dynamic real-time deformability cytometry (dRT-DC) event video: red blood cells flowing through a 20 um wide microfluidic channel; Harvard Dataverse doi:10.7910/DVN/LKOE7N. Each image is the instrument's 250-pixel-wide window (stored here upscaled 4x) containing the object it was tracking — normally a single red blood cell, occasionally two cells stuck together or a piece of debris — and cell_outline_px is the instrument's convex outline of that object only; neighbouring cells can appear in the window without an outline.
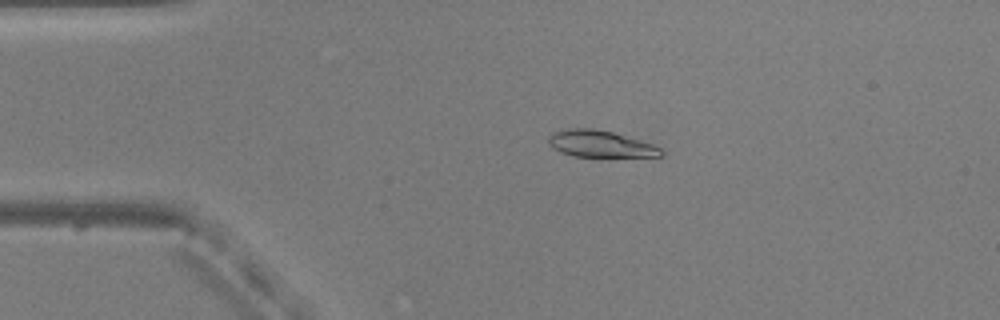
{"species": "common noctule bat (a hibernating species)", "species_latin": "Nyctalus noctula", "temperature_condition": "warm", "stored_images_in_passage": 53, "camera_frame_rate_fps": 3000, "um_per_image_px": 0.085, "animal": {"sex": "male", "body_mass_g": 20.5, "forearm_length_mm": 52.5}, "frame": {"image": 1, "passage_image": 11, "time_ms": 3.333, "image_size_px": [1000, 320], "cell_outline_px": [[664, 156], [572, 156], [560, 152], [552, 148], [548, 144], [548, 136], [552, 132], [568, 128], [592, 128], [612, 132], [640, 140], [652, 144], [660, 148], [664, 152]], "centroid_in_image_um": [50.97, 12.22], "position_along_channel_um": 34.0, "area_um2": 17.46}}
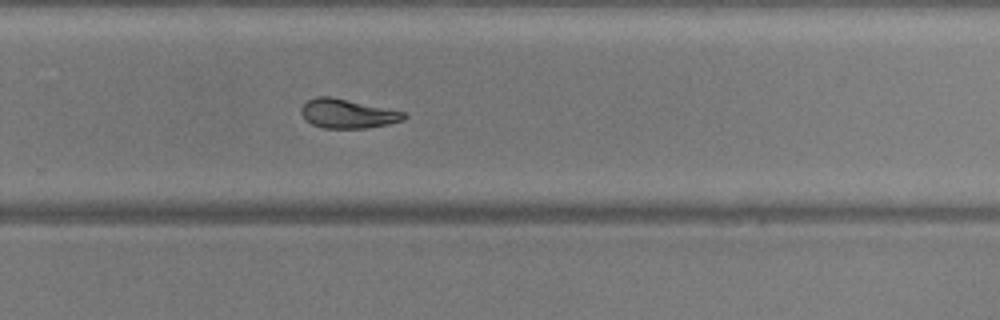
{"frame": {"image": 2, "passage_image": 35, "time_ms": 11.333, "image_size_px": [1000, 320], "cell_outline_px": [[408, 116], [404, 120], [388, 124], [368, 128], [324, 128], [312, 124], [304, 120], [300, 112], [300, 108], [308, 100], [316, 96], [332, 96], [404, 112]], "centroid_in_image_um": [29.52, 9.66], "position_along_channel_um": 300.3, "area_um2": 17.57}}
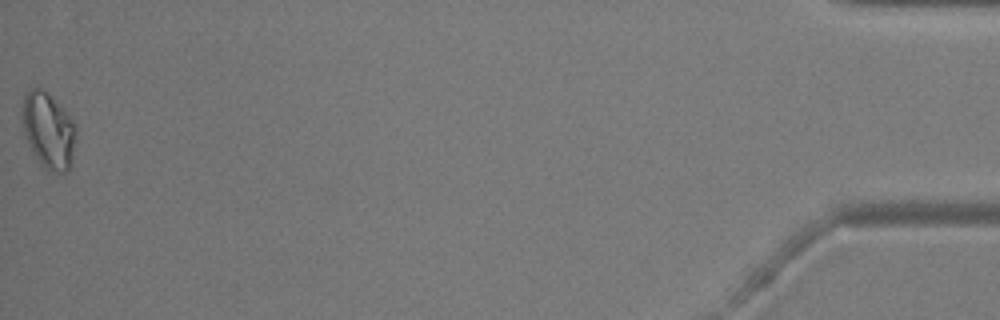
{"frame": {"image": 3, "passage_image": 53, "time_ms": 17.333, "image_size_px": [1000, 320], "cell_outline_px": [[76, 140], [72, 164], [64, 172], [52, 172], [44, 168], [40, 164], [28, 144], [24, 132], [20, 112], [24, 96], [28, 88], [36, 84], [48, 92], [64, 108], [76, 124]], "centroid_in_image_um": [4.11, 11.03], "position_along_channel_um": 431.1, "area_um2": 24.62}, "authors_computed_cell_mechanics": {"area_um2": 18.3804, "velocity_mm_per_s": 3.8298, "shape_relaxation_time_tau1_ms": 8.4433, "shape_relaxation_time_tau2_ms": 3.5549, "deformation_change_tau1": 0.1793, "deformation_change_tau2": 0.0722}}